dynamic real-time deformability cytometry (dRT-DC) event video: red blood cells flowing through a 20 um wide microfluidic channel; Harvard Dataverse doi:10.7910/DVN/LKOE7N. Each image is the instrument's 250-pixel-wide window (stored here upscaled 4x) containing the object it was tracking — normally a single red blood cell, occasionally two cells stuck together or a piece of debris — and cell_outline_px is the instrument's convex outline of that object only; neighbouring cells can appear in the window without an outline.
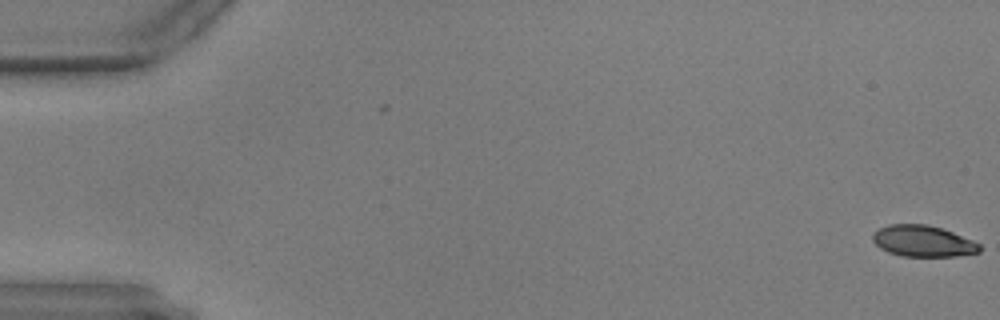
{"species": "common noctule bat (a hibernating species)", "species_latin": "Nyctalus noctula", "temperature_condition": "warm", "stored_images_in_passage": 3, "camera_frame_rate_fps": 3000, "um_per_image_px": 0.085, "animal": {"sex": "male", "body_mass_g": 17.9, "forearm_length_mm": 54.2}, "frame": {"image": 1, "passage_image": 3, "time_ms": 0.667, "image_size_px": [1000, 320], "cell_outline_px": [[980, 252], [956, 256], [900, 256], [888, 252], [880, 248], [872, 240], [872, 232], [888, 224], [928, 224], [952, 232], [972, 240], [980, 244]], "centroid_in_image_um": [78.42, 20.49], "position_along_channel_um": 6.6, "area_um2": 19.48}}